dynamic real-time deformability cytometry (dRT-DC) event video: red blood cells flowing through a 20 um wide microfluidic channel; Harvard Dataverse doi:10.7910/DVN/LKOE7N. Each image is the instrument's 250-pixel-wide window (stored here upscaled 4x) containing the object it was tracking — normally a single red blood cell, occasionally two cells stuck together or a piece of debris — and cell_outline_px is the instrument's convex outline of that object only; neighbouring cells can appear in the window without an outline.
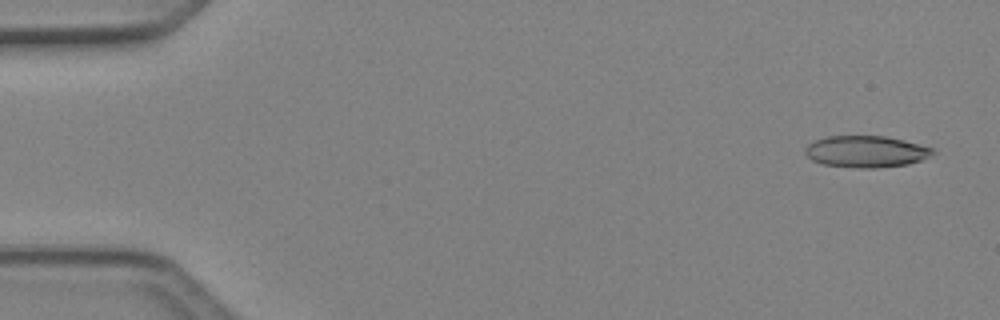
{"species": "Egyptian fruit bat (a non-hibernating species)", "species_latin": "Rousettus aegyptiacus", "temperature_condition": "cold", "stored_images_in_passage": 5, "camera_frame_rate_fps": 3000, "um_per_image_px": 0.085, "animal": {"sex": "female"}, "frame": {"image": 1, "passage_image": 1, "time_ms": 0.0, "image_size_px": [1000, 320], "cell_outline_px": [[936, 152], [920, 160], [908, 164], [876, 168], [856, 168], [820, 164], [812, 160], [804, 152], [804, 148], [808, 144], [816, 140], [828, 136], [884, 136], [904, 140], [936, 148]], "centroid_in_image_um": [73.61, 12.88], "position_along_channel_um": 11.4, "area_um2": 23.64}}
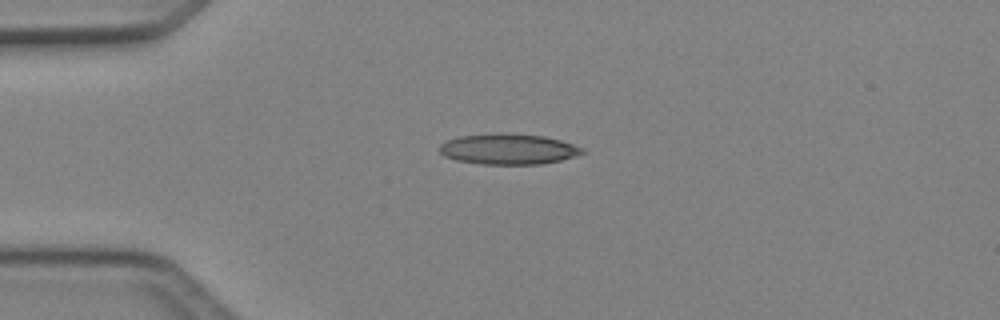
{"frame": {"image": 2, "passage_image": 4, "time_ms": 1.0, "image_size_px": [1000, 320], "cell_outline_px": [[584, 152], [560, 160], [540, 164], [480, 164], [456, 160], [444, 156], [440, 152], [440, 144], [448, 140], [460, 136], [500, 132], [508, 132], [544, 136], [560, 140], [584, 148]], "centroid_in_image_um": [43.18, 12.66], "position_along_channel_um": 41.8, "area_um2": 25.49}}